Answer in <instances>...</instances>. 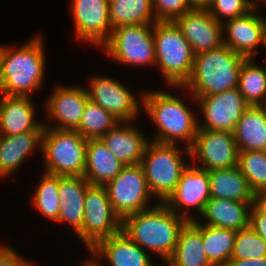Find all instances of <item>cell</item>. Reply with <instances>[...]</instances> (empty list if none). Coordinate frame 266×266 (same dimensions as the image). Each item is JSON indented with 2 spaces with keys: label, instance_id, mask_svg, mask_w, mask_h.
<instances>
[{
  "label": "cell",
  "instance_id": "42",
  "mask_svg": "<svg viewBox=\"0 0 266 266\" xmlns=\"http://www.w3.org/2000/svg\"><path fill=\"white\" fill-rule=\"evenodd\" d=\"M257 201L266 207V189L257 196Z\"/></svg>",
  "mask_w": 266,
  "mask_h": 266
},
{
  "label": "cell",
  "instance_id": "43",
  "mask_svg": "<svg viewBox=\"0 0 266 266\" xmlns=\"http://www.w3.org/2000/svg\"><path fill=\"white\" fill-rule=\"evenodd\" d=\"M82 266H103L100 261H87Z\"/></svg>",
  "mask_w": 266,
  "mask_h": 266
},
{
  "label": "cell",
  "instance_id": "4",
  "mask_svg": "<svg viewBox=\"0 0 266 266\" xmlns=\"http://www.w3.org/2000/svg\"><path fill=\"white\" fill-rule=\"evenodd\" d=\"M246 58L225 44L194 55L191 76L183 87L193 97L221 93L238 87L242 62ZM190 91V92H189Z\"/></svg>",
  "mask_w": 266,
  "mask_h": 266
},
{
  "label": "cell",
  "instance_id": "9",
  "mask_svg": "<svg viewBox=\"0 0 266 266\" xmlns=\"http://www.w3.org/2000/svg\"><path fill=\"white\" fill-rule=\"evenodd\" d=\"M82 229L77 233L88 250L121 231L122 219L114 212L104 185L87 186Z\"/></svg>",
  "mask_w": 266,
  "mask_h": 266
},
{
  "label": "cell",
  "instance_id": "3",
  "mask_svg": "<svg viewBox=\"0 0 266 266\" xmlns=\"http://www.w3.org/2000/svg\"><path fill=\"white\" fill-rule=\"evenodd\" d=\"M143 105L146 114L156 124L157 132L153 141L159 143L177 144L185 142L186 156L190 157L192 146L198 130L199 120L192 110L179 97L166 91L142 92Z\"/></svg>",
  "mask_w": 266,
  "mask_h": 266
},
{
  "label": "cell",
  "instance_id": "14",
  "mask_svg": "<svg viewBox=\"0 0 266 266\" xmlns=\"http://www.w3.org/2000/svg\"><path fill=\"white\" fill-rule=\"evenodd\" d=\"M86 88L90 101L101 106L104 110L113 114L122 121H132L138 119L139 111L142 110L137 97L129 91L124 83L106 76H95L88 83Z\"/></svg>",
  "mask_w": 266,
  "mask_h": 266
},
{
  "label": "cell",
  "instance_id": "15",
  "mask_svg": "<svg viewBox=\"0 0 266 266\" xmlns=\"http://www.w3.org/2000/svg\"><path fill=\"white\" fill-rule=\"evenodd\" d=\"M70 4L76 37L101 47L113 31L109 18V0H72Z\"/></svg>",
  "mask_w": 266,
  "mask_h": 266
},
{
  "label": "cell",
  "instance_id": "22",
  "mask_svg": "<svg viewBox=\"0 0 266 266\" xmlns=\"http://www.w3.org/2000/svg\"><path fill=\"white\" fill-rule=\"evenodd\" d=\"M84 176H59L60 212L57 223H69L77 234L83 225L87 186Z\"/></svg>",
  "mask_w": 266,
  "mask_h": 266
},
{
  "label": "cell",
  "instance_id": "30",
  "mask_svg": "<svg viewBox=\"0 0 266 266\" xmlns=\"http://www.w3.org/2000/svg\"><path fill=\"white\" fill-rule=\"evenodd\" d=\"M237 231L201 223L204 251L213 266H227L231 259Z\"/></svg>",
  "mask_w": 266,
  "mask_h": 266
},
{
  "label": "cell",
  "instance_id": "36",
  "mask_svg": "<svg viewBox=\"0 0 266 266\" xmlns=\"http://www.w3.org/2000/svg\"><path fill=\"white\" fill-rule=\"evenodd\" d=\"M257 4L259 3L255 0H212L207 10L223 24L224 21L245 15Z\"/></svg>",
  "mask_w": 266,
  "mask_h": 266
},
{
  "label": "cell",
  "instance_id": "27",
  "mask_svg": "<svg viewBox=\"0 0 266 266\" xmlns=\"http://www.w3.org/2000/svg\"><path fill=\"white\" fill-rule=\"evenodd\" d=\"M210 198L230 199L239 202H256L247 178L238 167L208 171Z\"/></svg>",
  "mask_w": 266,
  "mask_h": 266
},
{
  "label": "cell",
  "instance_id": "35",
  "mask_svg": "<svg viewBox=\"0 0 266 266\" xmlns=\"http://www.w3.org/2000/svg\"><path fill=\"white\" fill-rule=\"evenodd\" d=\"M266 257V242L250 227L237 231L231 259Z\"/></svg>",
  "mask_w": 266,
  "mask_h": 266
},
{
  "label": "cell",
  "instance_id": "20",
  "mask_svg": "<svg viewBox=\"0 0 266 266\" xmlns=\"http://www.w3.org/2000/svg\"><path fill=\"white\" fill-rule=\"evenodd\" d=\"M31 96L2 95L0 101V135H17L27 131H43L37 121Z\"/></svg>",
  "mask_w": 266,
  "mask_h": 266
},
{
  "label": "cell",
  "instance_id": "6",
  "mask_svg": "<svg viewBox=\"0 0 266 266\" xmlns=\"http://www.w3.org/2000/svg\"><path fill=\"white\" fill-rule=\"evenodd\" d=\"M87 141L76 130L44 127L41 147L44 172L58 176H83Z\"/></svg>",
  "mask_w": 266,
  "mask_h": 266
},
{
  "label": "cell",
  "instance_id": "31",
  "mask_svg": "<svg viewBox=\"0 0 266 266\" xmlns=\"http://www.w3.org/2000/svg\"><path fill=\"white\" fill-rule=\"evenodd\" d=\"M237 88L249 106H266V68L256 65L253 58L245 59Z\"/></svg>",
  "mask_w": 266,
  "mask_h": 266
},
{
  "label": "cell",
  "instance_id": "33",
  "mask_svg": "<svg viewBox=\"0 0 266 266\" xmlns=\"http://www.w3.org/2000/svg\"><path fill=\"white\" fill-rule=\"evenodd\" d=\"M32 196L33 205L46 218L56 222L60 212L59 176L44 173Z\"/></svg>",
  "mask_w": 266,
  "mask_h": 266
},
{
  "label": "cell",
  "instance_id": "18",
  "mask_svg": "<svg viewBox=\"0 0 266 266\" xmlns=\"http://www.w3.org/2000/svg\"><path fill=\"white\" fill-rule=\"evenodd\" d=\"M88 100V93L84 86H56L44 107H46L47 117L58 123L54 126L44 122V126L60 130H75Z\"/></svg>",
  "mask_w": 266,
  "mask_h": 266
},
{
  "label": "cell",
  "instance_id": "24",
  "mask_svg": "<svg viewBox=\"0 0 266 266\" xmlns=\"http://www.w3.org/2000/svg\"><path fill=\"white\" fill-rule=\"evenodd\" d=\"M43 131H27L17 135H0V177L15 173L35 148L41 150ZM40 147V148H39Z\"/></svg>",
  "mask_w": 266,
  "mask_h": 266
},
{
  "label": "cell",
  "instance_id": "12",
  "mask_svg": "<svg viewBox=\"0 0 266 266\" xmlns=\"http://www.w3.org/2000/svg\"><path fill=\"white\" fill-rule=\"evenodd\" d=\"M191 98L199 104L203 113L204 122L198 123V128L206 130L233 132L236 123L249 107L238 88Z\"/></svg>",
  "mask_w": 266,
  "mask_h": 266
},
{
  "label": "cell",
  "instance_id": "37",
  "mask_svg": "<svg viewBox=\"0 0 266 266\" xmlns=\"http://www.w3.org/2000/svg\"><path fill=\"white\" fill-rule=\"evenodd\" d=\"M157 22H174L193 7L189 0H152Z\"/></svg>",
  "mask_w": 266,
  "mask_h": 266
},
{
  "label": "cell",
  "instance_id": "28",
  "mask_svg": "<svg viewBox=\"0 0 266 266\" xmlns=\"http://www.w3.org/2000/svg\"><path fill=\"white\" fill-rule=\"evenodd\" d=\"M168 261L174 266H213L204 251L201 222L194 219L184 225Z\"/></svg>",
  "mask_w": 266,
  "mask_h": 266
},
{
  "label": "cell",
  "instance_id": "23",
  "mask_svg": "<svg viewBox=\"0 0 266 266\" xmlns=\"http://www.w3.org/2000/svg\"><path fill=\"white\" fill-rule=\"evenodd\" d=\"M255 202L210 198L202 216L205 225L239 231L249 227L250 209Z\"/></svg>",
  "mask_w": 266,
  "mask_h": 266
},
{
  "label": "cell",
  "instance_id": "19",
  "mask_svg": "<svg viewBox=\"0 0 266 266\" xmlns=\"http://www.w3.org/2000/svg\"><path fill=\"white\" fill-rule=\"evenodd\" d=\"M89 251L93 256L87 261L106 259L110 266H153L154 262H151L149 253L139 247L122 230L102 239Z\"/></svg>",
  "mask_w": 266,
  "mask_h": 266
},
{
  "label": "cell",
  "instance_id": "21",
  "mask_svg": "<svg viewBox=\"0 0 266 266\" xmlns=\"http://www.w3.org/2000/svg\"><path fill=\"white\" fill-rule=\"evenodd\" d=\"M133 123L122 121L100 138L108 150L125 166L140 164L150 141Z\"/></svg>",
  "mask_w": 266,
  "mask_h": 266
},
{
  "label": "cell",
  "instance_id": "39",
  "mask_svg": "<svg viewBox=\"0 0 266 266\" xmlns=\"http://www.w3.org/2000/svg\"><path fill=\"white\" fill-rule=\"evenodd\" d=\"M32 263L23 259L8 245H0V266H31Z\"/></svg>",
  "mask_w": 266,
  "mask_h": 266
},
{
  "label": "cell",
  "instance_id": "10",
  "mask_svg": "<svg viewBox=\"0 0 266 266\" xmlns=\"http://www.w3.org/2000/svg\"><path fill=\"white\" fill-rule=\"evenodd\" d=\"M105 187L112 208L121 219L150 208L153 195L140 164L125 166Z\"/></svg>",
  "mask_w": 266,
  "mask_h": 266
},
{
  "label": "cell",
  "instance_id": "7",
  "mask_svg": "<svg viewBox=\"0 0 266 266\" xmlns=\"http://www.w3.org/2000/svg\"><path fill=\"white\" fill-rule=\"evenodd\" d=\"M149 190L159 202H165L175 191L182 171L188 166L177 144L150 139L140 163Z\"/></svg>",
  "mask_w": 266,
  "mask_h": 266
},
{
  "label": "cell",
  "instance_id": "41",
  "mask_svg": "<svg viewBox=\"0 0 266 266\" xmlns=\"http://www.w3.org/2000/svg\"><path fill=\"white\" fill-rule=\"evenodd\" d=\"M193 8H207L212 0H189Z\"/></svg>",
  "mask_w": 266,
  "mask_h": 266
},
{
  "label": "cell",
  "instance_id": "32",
  "mask_svg": "<svg viewBox=\"0 0 266 266\" xmlns=\"http://www.w3.org/2000/svg\"><path fill=\"white\" fill-rule=\"evenodd\" d=\"M120 122L113 114L88 100L75 130L85 139H99Z\"/></svg>",
  "mask_w": 266,
  "mask_h": 266
},
{
  "label": "cell",
  "instance_id": "44",
  "mask_svg": "<svg viewBox=\"0 0 266 266\" xmlns=\"http://www.w3.org/2000/svg\"><path fill=\"white\" fill-rule=\"evenodd\" d=\"M164 263L166 266H174L168 260H166ZM153 266H157V265H155V263H154Z\"/></svg>",
  "mask_w": 266,
  "mask_h": 266
},
{
  "label": "cell",
  "instance_id": "1",
  "mask_svg": "<svg viewBox=\"0 0 266 266\" xmlns=\"http://www.w3.org/2000/svg\"><path fill=\"white\" fill-rule=\"evenodd\" d=\"M188 221L175 214L164 202L122 219L121 230L143 250L166 261L172 255L181 229Z\"/></svg>",
  "mask_w": 266,
  "mask_h": 266
},
{
  "label": "cell",
  "instance_id": "2",
  "mask_svg": "<svg viewBox=\"0 0 266 266\" xmlns=\"http://www.w3.org/2000/svg\"><path fill=\"white\" fill-rule=\"evenodd\" d=\"M41 35H35L28 43L16 49L1 45L0 93L11 96H27L41 90L45 78V53Z\"/></svg>",
  "mask_w": 266,
  "mask_h": 266
},
{
  "label": "cell",
  "instance_id": "17",
  "mask_svg": "<svg viewBox=\"0 0 266 266\" xmlns=\"http://www.w3.org/2000/svg\"><path fill=\"white\" fill-rule=\"evenodd\" d=\"M174 22L190 43L194 55L223 45V24L207 8H192Z\"/></svg>",
  "mask_w": 266,
  "mask_h": 266
},
{
  "label": "cell",
  "instance_id": "13",
  "mask_svg": "<svg viewBox=\"0 0 266 266\" xmlns=\"http://www.w3.org/2000/svg\"><path fill=\"white\" fill-rule=\"evenodd\" d=\"M189 164L182 171L175 191L164 202L175 214L187 221H193L192 207L202 215L207 202L210 199L209 175L206 169Z\"/></svg>",
  "mask_w": 266,
  "mask_h": 266
},
{
  "label": "cell",
  "instance_id": "34",
  "mask_svg": "<svg viewBox=\"0 0 266 266\" xmlns=\"http://www.w3.org/2000/svg\"><path fill=\"white\" fill-rule=\"evenodd\" d=\"M256 196L266 189V151H241L238 166Z\"/></svg>",
  "mask_w": 266,
  "mask_h": 266
},
{
  "label": "cell",
  "instance_id": "26",
  "mask_svg": "<svg viewBox=\"0 0 266 266\" xmlns=\"http://www.w3.org/2000/svg\"><path fill=\"white\" fill-rule=\"evenodd\" d=\"M238 151H266V106H249L235 125Z\"/></svg>",
  "mask_w": 266,
  "mask_h": 266
},
{
  "label": "cell",
  "instance_id": "40",
  "mask_svg": "<svg viewBox=\"0 0 266 266\" xmlns=\"http://www.w3.org/2000/svg\"><path fill=\"white\" fill-rule=\"evenodd\" d=\"M227 266H266V257L260 259H230Z\"/></svg>",
  "mask_w": 266,
  "mask_h": 266
},
{
  "label": "cell",
  "instance_id": "11",
  "mask_svg": "<svg viewBox=\"0 0 266 266\" xmlns=\"http://www.w3.org/2000/svg\"><path fill=\"white\" fill-rule=\"evenodd\" d=\"M238 148L233 132L198 128L190 147V158L202 169L219 170L238 166Z\"/></svg>",
  "mask_w": 266,
  "mask_h": 266
},
{
  "label": "cell",
  "instance_id": "29",
  "mask_svg": "<svg viewBox=\"0 0 266 266\" xmlns=\"http://www.w3.org/2000/svg\"><path fill=\"white\" fill-rule=\"evenodd\" d=\"M109 18L112 29L157 22L152 0H109Z\"/></svg>",
  "mask_w": 266,
  "mask_h": 266
},
{
  "label": "cell",
  "instance_id": "16",
  "mask_svg": "<svg viewBox=\"0 0 266 266\" xmlns=\"http://www.w3.org/2000/svg\"><path fill=\"white\" fill-rule=\"evenodd\" d=\"M257 8L258 4L245 15L223 22V34L227 33L223 44L246 59H254L259 45L266 47V19Z\"/></svg>",
  "mask_w": 266,
  "mask_h": 266
},
{
  "label": "cell",
  "instance_id": "8",
  "mask_svg": "<svg viewBox=\"0 0 266 266\" xmlns=\"http://www.w3.org/2000/svg\"><path fill=\"white\" fill-rule=\"evenodd\" d=\"M103 47V48H102ZM106 56L122 65H155L153 24H132L114 28L102 45Z\"/></svg>",
  "mask_w": 266,
  "mask_h": 266
},
{
  "label": "cell",
  "instance_id": "45",
  "mask_svg": "<svg viewBox=\"0 0 266 266\" xmlns=\"http://www.w3.org/2000/svg\"><path fill=\"white\" fill-rule=\"evenodd\" d=\"M257 2H261L262 1V3H266V0H256Z\"/></svg>",
  "mask_w": 266,
  "mask_h": 266
},
{
  "label": "cell",
  "instance_id": "25",
  "mask_svg": "<svg viewBox=\"0 0 266 266\" xmlns=\"http://www.w3.org/2000/svg\"><path fill=\"white\" fill-rule=\"evenodd\" d=\"M124 167L125 165L118 161L100 138L88 139L83 176L90 184L105 186Z\"/></svg>",
  "mask_w": 266,
  "mask_h": 266
},
{
  "label": "cell",
  "instance_id": "5",
  "mask_svg": "<svg viewBox=\"0 0 266 266\" xmlns=\"http://www.w3.org/2000/svg\"><path fill=\"white\" fill-rule=\"evenodd\" d=\"M155 65L170 87H183L189 80L194 62L190 43L175 22H155Z\"/></svg>",
  "mask_w": 266,
  "mask_h": 266
},
{
  "label": "cell",
  "instance_id": "38",
  "mask_svg": "<svg viewBox=\"0 0 266 266\" xmlns=\"http://www.w3.org/2000/svg\"><path fill=\"white\" fill-rule=\"evenodd\" d=\"M249 227L266 242V208L258 201L251 206Z\"/></svg>",
  "mask_w": 266,
  "mask_h": 266
}]
</instances>
